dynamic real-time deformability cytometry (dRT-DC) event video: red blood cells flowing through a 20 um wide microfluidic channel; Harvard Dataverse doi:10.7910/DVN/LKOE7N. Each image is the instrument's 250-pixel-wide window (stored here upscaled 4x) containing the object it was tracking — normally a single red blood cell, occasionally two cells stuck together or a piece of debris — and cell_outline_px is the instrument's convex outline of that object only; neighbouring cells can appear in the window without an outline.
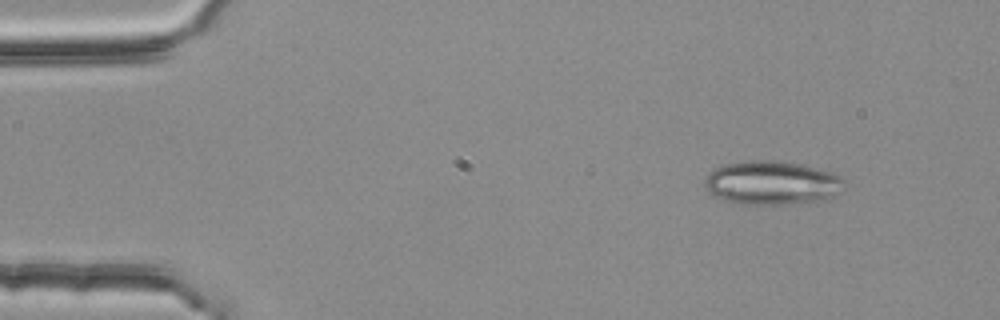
{"species": "common noctule bat (a hibernating species)", "species_latin": "Nyctalus noctula", "temperature_condition": "room temperature", "stored_images_in_passage": 50, "camera_frame_rate_fps": 3000, "um_per_image_px": 0.085, "animal": {"sex": "female", "body_mass_g": 25.1}, "frame": {"image": 1, "passage_image": 1, "time_ms": 0.0, "image_size_px": [1000, 320], "cell_outline_px": [[844, 180], [840, 192], [828, 200], [780, 204], [744, 204], [724, 200], [712, 196], [704, 188], [704, 176], [716, 168], [724, 164], [748, 160], [768, 160], [796, 164], [832, 172], [840, 176]], "centroid_in_image_um": [65.56, 15.55], "position_along_channel_um": 19.4, "area_um2": 35.55}}
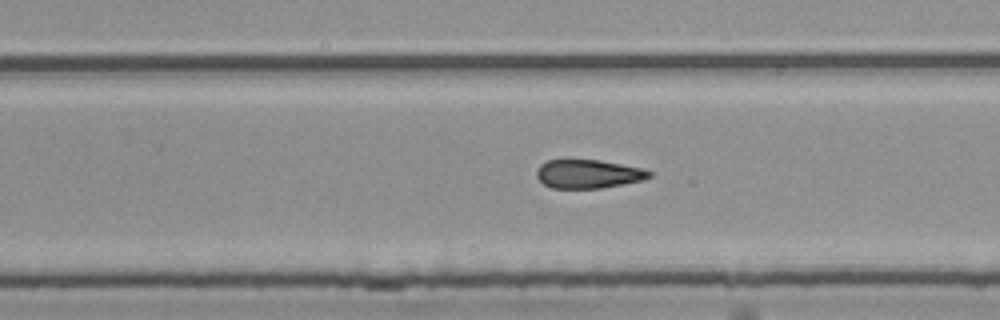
{"frame": {"image": 2, "passage_image": 29, "time_ms": 9.333, "image_size_px": [1000, 320], "cell_outline_px": [[652, 176], [640, 180], [600, 188], [552, 188], [544, 184], [536, 176], [536, 172], [540, 164], [548, 160], [600, 160], [644, 168], [652, 172]], "centroid_in_image_um": [49.99, 14.77], "position_along_channel_um": 279.8, "area_um2": 18.67}}
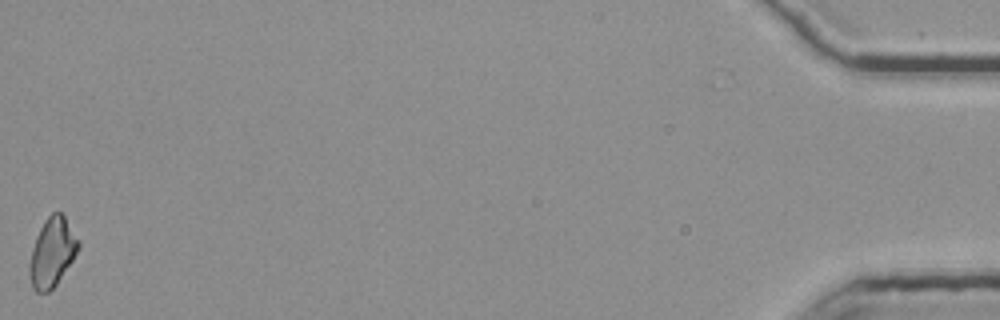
{"frame": {"image": 3, "passage_image": 49, "time_ms": 16.0, "image_size_px": [1000, 320], "cell_outline_px": [[80, 248], [56, 284], [48, 292], [36, 292], [32, 288], [28, 272], [28, 264], [32, 248], [36, 236], [44, 220], [52, 212], [60, 212], [64, 216], [80, 240]], "centroid_in_image_um": [4.42, 21.44], "position_along_channel_um": 430.8, "area_um2": 19.71}, "authors_computed_cell_mechanics": {"area_um2": 19.7965, "velocity_mm_per_s": 3.7777, "shape_relaxation_time_tau1_ms": 11.0047, "shape_relaxation_time_tau2_ms": 7.3323, "deformation_change_tau1": 0.1864, "deformation_change_tau2": 0.2049}}